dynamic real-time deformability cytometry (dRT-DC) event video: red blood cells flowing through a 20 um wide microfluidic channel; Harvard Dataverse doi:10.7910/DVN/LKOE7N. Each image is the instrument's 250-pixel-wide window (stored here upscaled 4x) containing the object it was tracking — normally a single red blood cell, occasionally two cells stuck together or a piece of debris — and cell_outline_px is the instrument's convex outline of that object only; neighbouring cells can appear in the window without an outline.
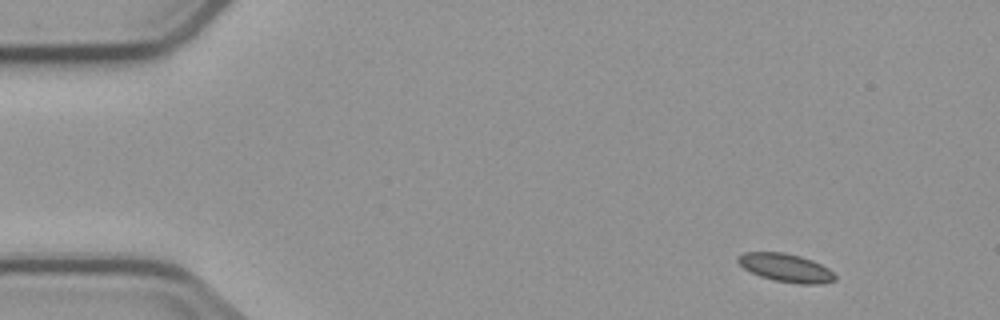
{"species": "common noctule bat (a hibernating species)", "species_latin": "Nyctalus noctula", "temperature_condition": "cold", "stored_images_in_passage": 3, "camera_frame_rate_fps": 3000, "um_per_image_px": 0.085, "animal": {"sex": "male", "body_mass_g": 23.1, "forearm_length_mm": 52.7}, "frame": {"image": 1, "passage_image": 3, "time_ms": 3.667, "image_size_px": [1000, 320], "cell_outline_px": [[836, 280], [820, 284], [796, 284], [776, 280], [760, 276], [744, 268], [736, 260], [736, 256], [744, 252], [784, 252], [800, 256], [812, 260], [828, 268], [836, 276]], "centroid_in_image_um": [66.79, 22.75], "position_along_channel_um": 18.2, "area_um2": 15.95}}